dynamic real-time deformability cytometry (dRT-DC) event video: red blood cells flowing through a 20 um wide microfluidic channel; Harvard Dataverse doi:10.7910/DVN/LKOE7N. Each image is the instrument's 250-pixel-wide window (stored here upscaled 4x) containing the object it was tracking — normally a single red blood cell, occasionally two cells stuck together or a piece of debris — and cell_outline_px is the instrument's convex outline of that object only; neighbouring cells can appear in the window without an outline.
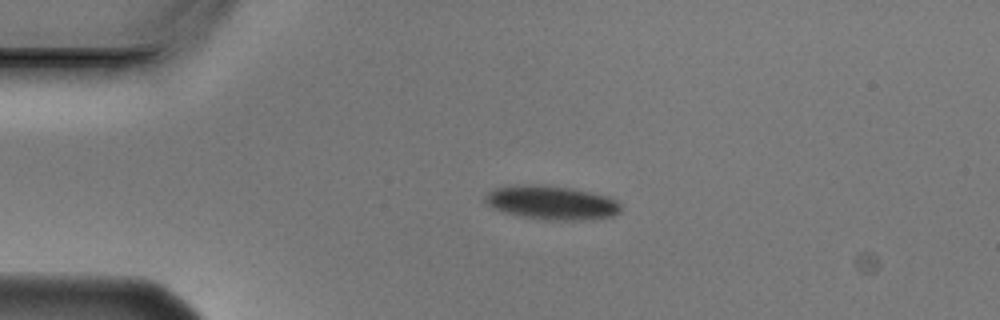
{"species": "Egyptian fruit bat (a non-hibernating species)", "species_latin": "Rousettus aegyptiacus", "temperature_condition": "cold", "stored_images_in_passage": 4, "camera_frame_rate_fps": 3000, "um_per_image_px": 0.085, "animal": {"sex": "male"}, "frame": {"image": 1, "passage_image": 2, "time_ms": 0.333, "image_size_px": [1000, 320], "cell_outline_px": [[620, 212], [612, 216], [584, 220], [556, 220], [520, 216], [504, 212], [492, 208], [484, 200], [484, 196], [488, 192], [496, 188], [524, 184], [532, 184], [572, 188], [608, 196], [616, 200], [620, 204]], "centroid_in_image_um": [46.89, 17.22], "position_along_channel_um": 38.1, "area_um2": 26.59}}
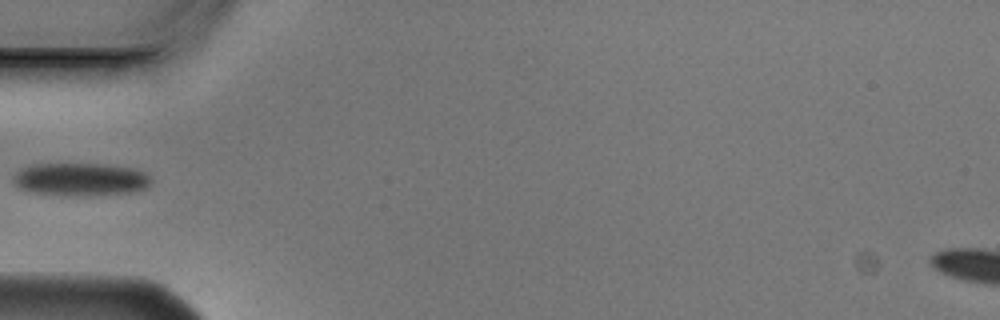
{"frame": {"image": 2, "passage_image": 4, "time_ms": 1.0, "image_size_px": [1000, 320], "cell_outline_px": [[152, 184], [136, 192], [88, 196], [64, 196], [28, 192], [16, 188], [12, 184], [12, 176], [20, 168], [32, 164], [100, 164], [136, 168], [148, 172], [152, 176]], "centroid_in_image_um": [6.83, 15.26], "position_along_channel_um": 78.2, "area_um2": 27.46}}